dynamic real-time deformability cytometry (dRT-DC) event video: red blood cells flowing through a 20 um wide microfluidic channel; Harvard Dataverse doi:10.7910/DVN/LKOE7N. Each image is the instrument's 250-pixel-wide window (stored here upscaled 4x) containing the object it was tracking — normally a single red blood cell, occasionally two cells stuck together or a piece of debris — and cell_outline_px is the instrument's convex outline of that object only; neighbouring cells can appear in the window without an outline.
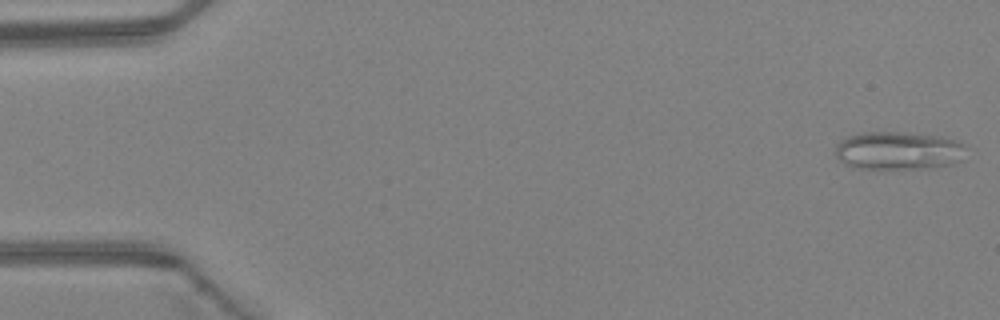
{"species": "Egyptian fruit bat (a non-hibernating species)", "species_latin": "Rousettus aegyptiacus", "temperature_condition": "warm", "stored_images_in_passage": 47, "camera_frame_rate_fps": 3000, "um_per_image_px": 0.085, "animal": {"sex": "female"}, "frame": {"image": 1, "passage_image": 1, "time_ms": 0.0, "image_size_px": [1000, 320], "cell_outline_px": [[964, 144], [960, 160], [952, 164], [916, 168], [852, 168], [844, 164], [836, 156], [836, 144], [844, 136], [860, 132], [904, 132], [940, 136], [956, 140]], "centroid_in_image_um": [76.27, 12.78], "position_along_channel_um": 8.7, "area_um2": 28.9}}
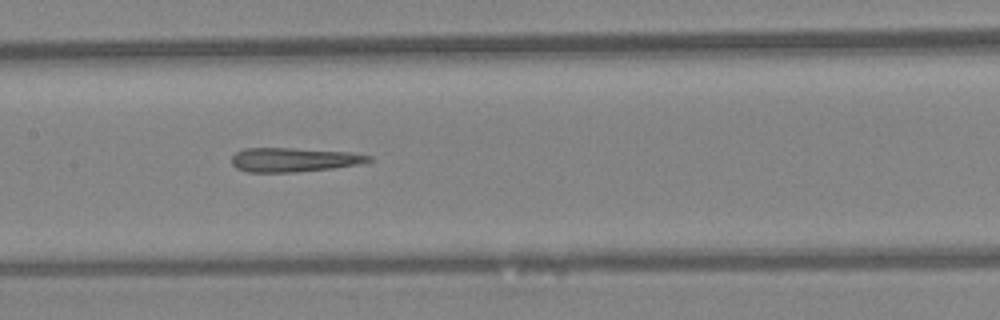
{"frame": {"image": 2, "passage_image": 23, "time_ms": 7.333, "image_size_px": [1000, 320], "cell_outline_px": [[372, 160], [356, 164], [332, 168], [292, 172], [248, 172], [236, 168], [232, 164], [232, 156], [236, 152], [244, 148], [292, 148], [352, 152], [372, 156]], "centroid_in_image_um": [24.94, 13.57], "position_along_channel_um": 182.5, "area_um2": 19.13}}
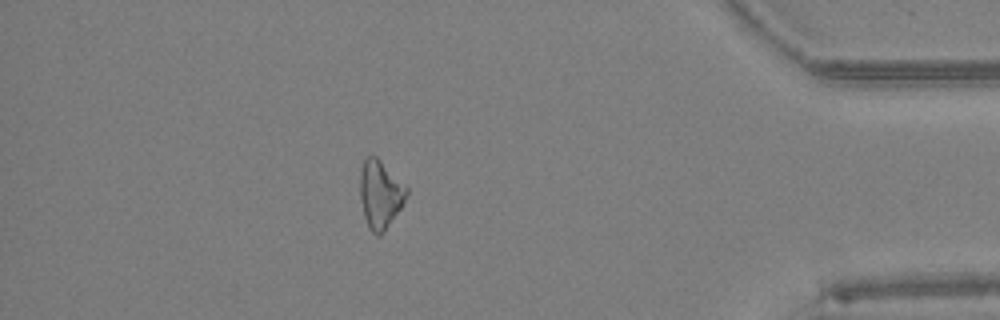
{"frame": {"image": 3, "passage_image": 41, "time_ms": 13.333, "image_size_px": [1000, 320], "cell_outline_px": [[408, 192], [404, 204], [384, 232], [380, 236], [376, 236], [368, 228], [364, 216], [360, 200], [360, 172], [364, 156], [376, 156], [408, 188]], "centroid_in_image_um": [32.31, 16.54], "position_along_channel_um": 402.9, "area_um2": 18.61}}